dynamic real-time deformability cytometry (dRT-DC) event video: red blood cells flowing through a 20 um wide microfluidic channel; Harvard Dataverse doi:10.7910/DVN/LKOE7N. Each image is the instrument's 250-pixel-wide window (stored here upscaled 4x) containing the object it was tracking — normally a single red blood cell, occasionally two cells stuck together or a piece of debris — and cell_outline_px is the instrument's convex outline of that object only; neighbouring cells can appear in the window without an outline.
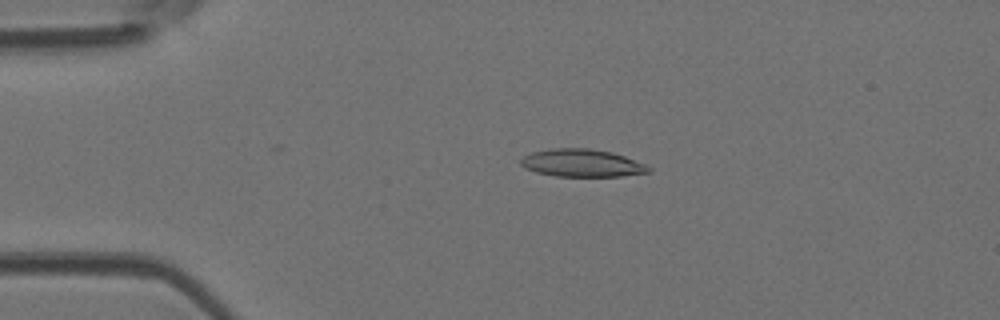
{"species": "Egyptian fruit bat (a non-hibernating species)", "species_latin": "Rousettus aegyptiacus", "temperature_condition": "room temperature", "stored_images_in_passage": 4, "camera_frame_rate_fps": 3000, "um_per_image_px": 0.085, "animal": {"sex": "female"}, "frame": {"image": 1, "passage_image": 3, "time_ms": 0.667, "image_size_px": [1000, 320], "cell_outline_px": [[652, 168], [648, 172], [620, 176], [556, 176], [536, 172], [524, 168], [520, 164], [520, 160], [524, 156], [532, 152], [552, 148], [588, 148], [612, 152], [624, 156], [644, 164]], "centroid_in_image_um": [49.43, 13.85], "position_along_channel_um": 35.6, "area_um2": 20.46}}